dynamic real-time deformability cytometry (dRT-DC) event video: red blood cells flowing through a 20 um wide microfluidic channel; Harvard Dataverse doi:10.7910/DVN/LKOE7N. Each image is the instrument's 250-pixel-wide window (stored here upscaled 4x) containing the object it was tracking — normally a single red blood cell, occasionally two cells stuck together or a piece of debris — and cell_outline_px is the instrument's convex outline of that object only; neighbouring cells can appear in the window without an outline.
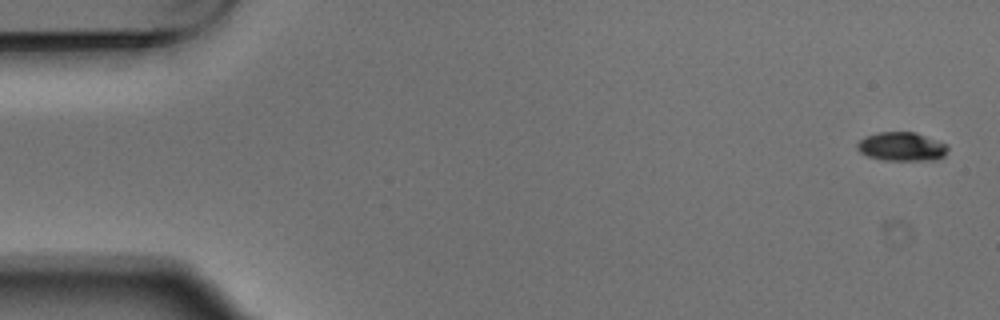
{"species": "Egyptian fruit bat (a non-hibernating species)", "species_latin": "Rousettus aegyptiacus", "temperature_condition": "warm", "stored_images_in_passage": 4, "camera_frame_rate_fps": 3000, "um_per_image_px": 0.085, "animal": {"sex": "male"}, "frame": {"image": 1, "passage_image": 1, "time_ms": 0.0, "image_size_px": [1000, 320], "cell_outline_px": [[948, 148], [944, 156], [936, 160], [884, 160], [868, 156], [860, 152], [856, 148], [856, 144], [864, 136], [876, 132], [916, 132], [948, 144]], "centroid_in_image_um": [76.64, 12.45], "position_along_channel_um": 8.4, "area_um2": 15.37}}